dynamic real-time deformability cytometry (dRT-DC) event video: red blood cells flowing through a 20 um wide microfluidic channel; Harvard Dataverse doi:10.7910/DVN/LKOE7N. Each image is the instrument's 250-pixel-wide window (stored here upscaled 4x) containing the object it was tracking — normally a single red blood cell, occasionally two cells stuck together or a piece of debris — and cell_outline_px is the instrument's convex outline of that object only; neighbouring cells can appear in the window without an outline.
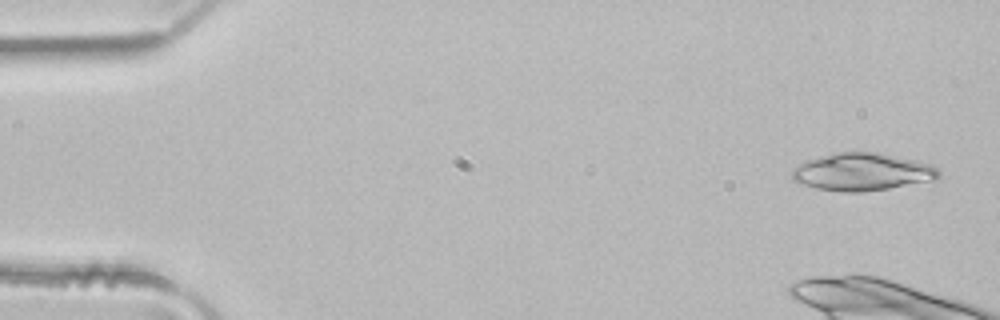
{"species": "common noctule bat (a hibernating species)", "species_latin": "Nyctalus noctula", "temperature_condition": "room temperature", "stored_images_in_passage": 4, "camera_frame_rate_fps": 3000, "um_per_image_px": 0.085, "animal": {"sex": "male", "body_mass_g": 21.5, "forearm_length_mm": 52.0}, "frame": {"image": 1, "passage_image": 1, "time_ms": 0.0, "image_size_px": [1000, 320], "cell_outline_px": [[940, 180], [864, 192], [840, 192], [816, 188], [792, 180], [792, 168], [808, 160], [820, 156], [836, 152], [876, 152], [916, 160], [932, 164], [940, 172]], "centroid_in_image_um": [73.34, 14.62], "position_along_channel_um": 11.7, "area_um2": 32.37}}